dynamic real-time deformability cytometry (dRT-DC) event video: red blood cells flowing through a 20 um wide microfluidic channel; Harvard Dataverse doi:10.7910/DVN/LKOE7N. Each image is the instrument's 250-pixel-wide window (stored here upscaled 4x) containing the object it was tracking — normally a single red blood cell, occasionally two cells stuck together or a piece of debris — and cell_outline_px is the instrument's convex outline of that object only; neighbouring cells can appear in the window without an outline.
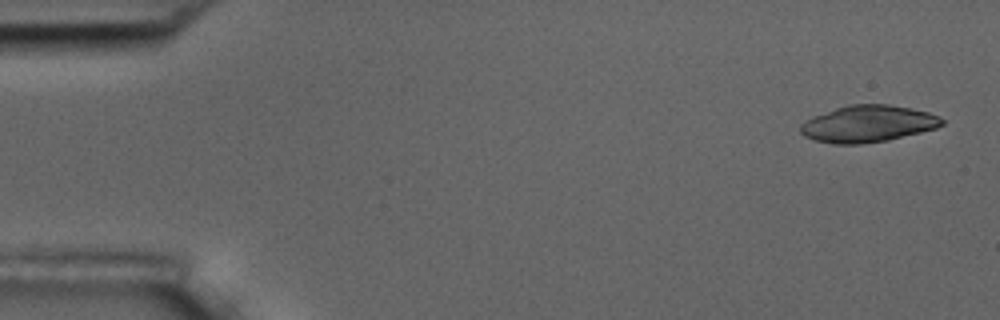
{"species": "common noctule bat (a hibernating species)", "species_latin": "Nyctalus noctula", "temperature_condition": "room temperature", "stored_images_in_passage": 4, "camera_frame_rate_fps": 3000, "um_per_image_px": 0.085, "animal": {"sex": "male", "body_mass_g": 17.5, "forearm_length_mm": 52.3}, "frame": {"image": 1, "passage_image": 1, "time_ms": 0.0, "image_size_px": [1000, 320], "cell_outline_px": [[944, 124], [936, 128], [888, 140], [860, 144], [832, 144], [816, 140], [804, 136], [800, 132], [800, 124], [812, 116], [848, 104], [888, 104], [912, 108], [928, 112], [940, 116], [944, 120]], "centroid_in_image_um": [73.77, 10.52], "position_along_channel_um": 11.2, "area_um2": 30.4}}